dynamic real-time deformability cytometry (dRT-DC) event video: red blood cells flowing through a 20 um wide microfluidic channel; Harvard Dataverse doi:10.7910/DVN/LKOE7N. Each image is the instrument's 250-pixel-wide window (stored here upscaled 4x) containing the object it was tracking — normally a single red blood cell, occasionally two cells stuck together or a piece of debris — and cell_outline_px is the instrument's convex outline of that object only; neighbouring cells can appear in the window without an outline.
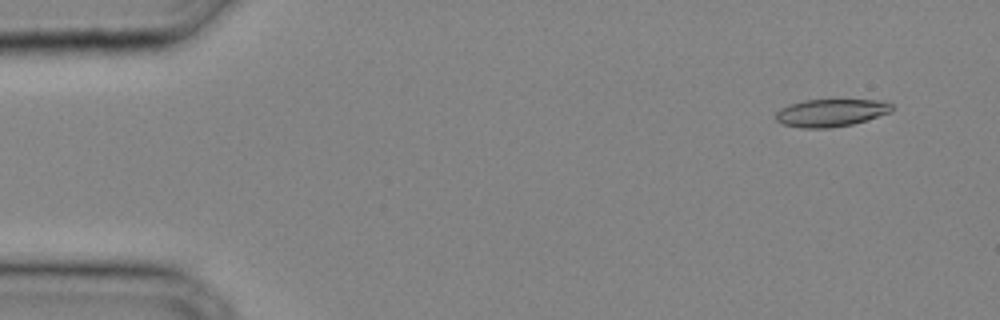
{"species": "common noctule bat (a hibernating species)", "species_latin": "Nyctalus noctula", "temperature_condition": "cold", "stored_images_in_passage": 30, "camera_frame_rate_fps": 3000, "um_per_image_px": 0.085, "animal": {"sex": "male", "body_mass_g": 20.4}, "frame": {"image": 1, "passage_image": 1, "time_ms": 0.0, "image_size_px": [1000, 320], "cell_outline_px": [[892, 112], [852, 124], [828, 128], [800, 128], [784, 124], [776, 120], [776, 112], [780, 108], [804, 100], [884, 100], [892, 104]], "centroid_in_image_um": [70.64, 9.58], "position_along_channel_um": 14.4, "area_um2": 18.55}}
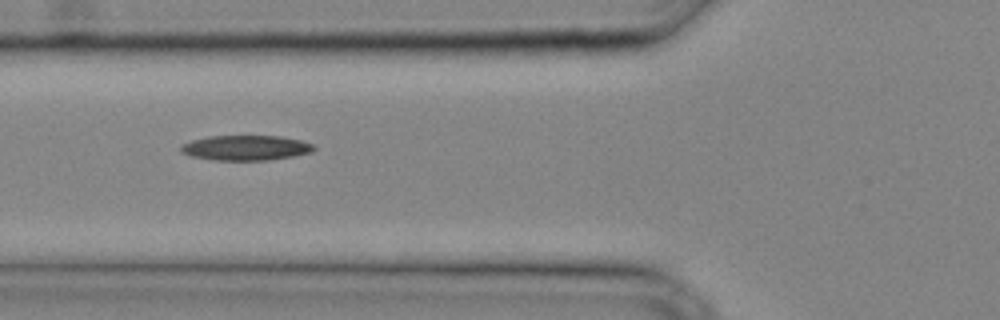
{"frame": {"image": 2, "passage_image": 11, "time_ms": 3.333, "image_size_px": [1000, 320], "cell_outline_px": [[316, 148], [312, 152], [292, 156], [268, 160], [212, 160], [188, 156], [180, 152], [180, 144], [192, 140], [208, 136], [280, 136], [300, 140], [312, 144]], "centroid_in_image_um": [20.83, 12.57], "position_along_channel_um": 105.0, "area_um2": 19.54}}
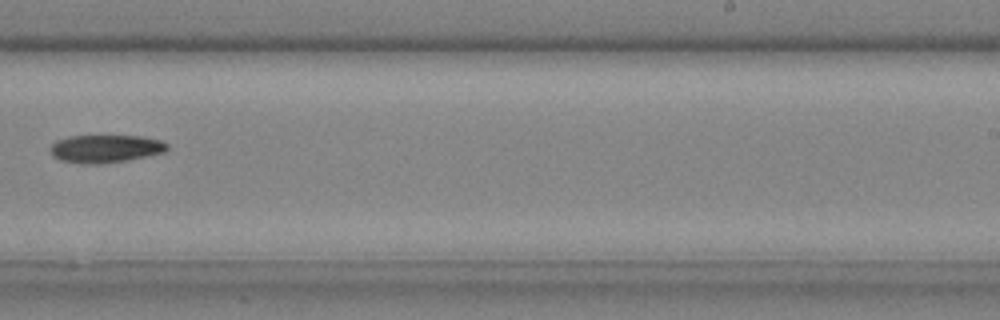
{"frame": {"image": 3, "passage_image": 20, "time_ms": 6.333, "image_size_px": [1000, 320], "cell_outline_px": [[168, 148], [164, 152], [128, 160], [100, 164], [88, 164], [60, 160], [52, 156], [52, 144], [56, 140], [68, 136], [140, 136], [160, 140], [168, 144]], "centroid_in_image_um": [8.97, 12.64], "position_along_channel_um": 280.0, "area_um2": 18.84}}